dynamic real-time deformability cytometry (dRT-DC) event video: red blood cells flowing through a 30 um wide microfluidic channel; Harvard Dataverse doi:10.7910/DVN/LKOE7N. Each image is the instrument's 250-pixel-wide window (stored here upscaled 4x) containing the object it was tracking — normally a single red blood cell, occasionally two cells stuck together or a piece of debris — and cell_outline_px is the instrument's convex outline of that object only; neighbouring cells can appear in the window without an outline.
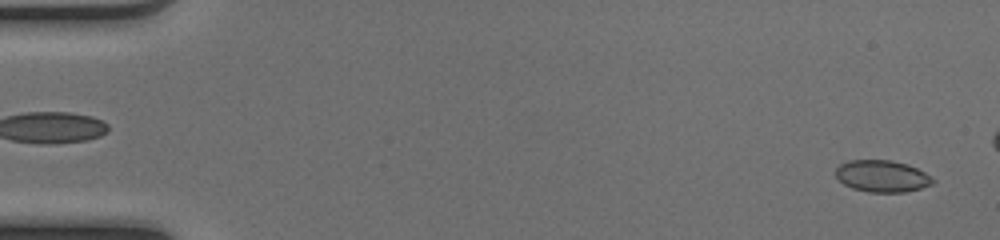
{"species": "common noctule bat (a hibernating species)", "species_latin": "Nyctalus noctula", "temperature_condition": "cold", "stored_images_in_passage": 46, "camera_frame_rate_fps": 3000, "um_per_image_px": 0.085, "animal": {"sex": "female", "body_mass_g": 17.0, "forearm_length_mm": 48.0}, "frame": {"image": 1, "passage_image": 2, "time_ms": 0.333, "image_size_px": [1000, 240], "cell_outline_px": [[936, 180], [932, 184], [920, 188], [904, 192], [868, 192], [852, 188], [844, 184], [836, 176], [836, 168], [840, 164], [848, 160], [888, 160], [908, 164], [932, 176]], "centroid_in_image_um": [74.99, 14.97], "position_along_channel_um": 10.0, "area_um2": 17.98}}
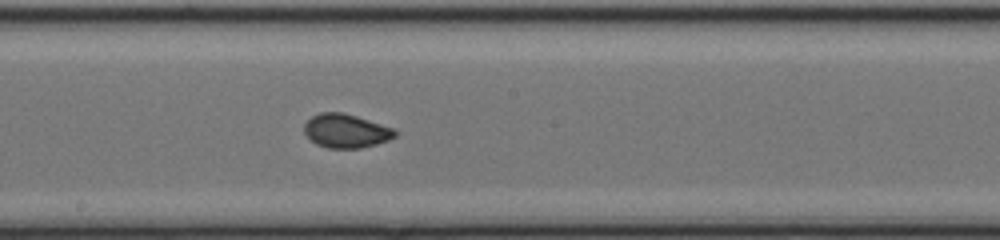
{"frame": {"image": 2, "passage_image": 28, "time_ms": 9.0, "image_size_px": [1000, 240], "cell_outline_px": [[396, 136], [388, 140], [376, 144], [360, 148], [328, 148], [316, 144], [304, 132], [304, 124], [312, 116], [320, 112], [344, 112], [392, 128], [396, 132]], "centroid_in_image_um": [29.38, 11.12], "position_along_channel_um": 218.8, "area_um2": 17.69}}
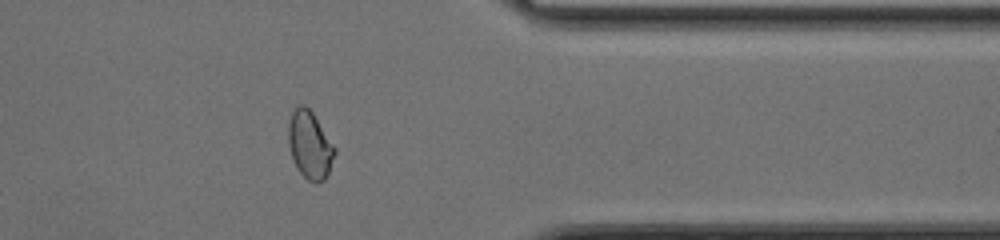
{"frame": {"image": 3, "passage_image": 41, "time_ms": 13.333, "image_size_px": [1000, 240], "cell_outline_px": [[336, 152], [328, 172], [324, 180], [316, 184], [308, 180], [296, 168], [292, 160], [288, 144], [288, 124], [292, 112], [300, 104], [304, 104], [312, 112], [336, 148]], "centroid_in_image_um": [26.32, 12.34], "position_along_channel_um": 385.1, "area_um2": 18.26}, "authors_computed_cell_mechanics": {"area_um2": 17.9758, "velocity_mm_per_s": 4.1307, "shape_relaxation_time_tau1_ms": 5.3849, "shape_relaxation_time_tau2_ms": null, "deformation_change_tau1": 0.1221, "deformation_change_tau2": null}}